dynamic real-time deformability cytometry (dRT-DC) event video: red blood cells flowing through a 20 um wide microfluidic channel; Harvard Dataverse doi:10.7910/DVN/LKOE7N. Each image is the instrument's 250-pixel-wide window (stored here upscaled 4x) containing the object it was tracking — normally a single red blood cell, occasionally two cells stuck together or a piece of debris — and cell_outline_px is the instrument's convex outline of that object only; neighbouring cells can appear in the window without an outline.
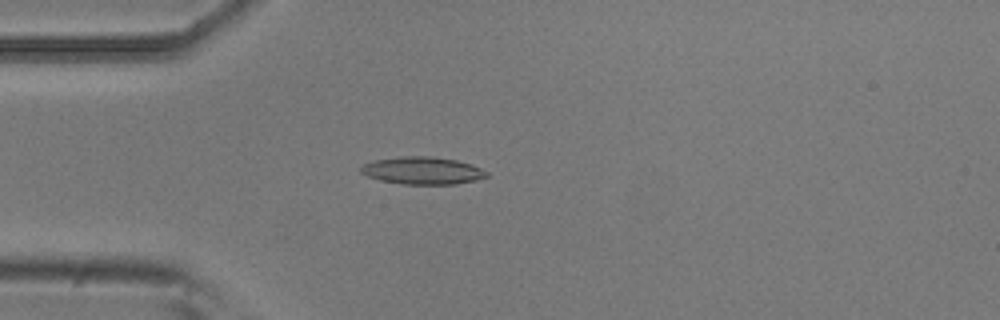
{"species": "common noctule bat (a hibernating species)", "species_latin": "Nyctalus noctula", "temperature_condition": "room temperature", "stored_images_in_passage": 4, "camera_frame_rate_fps": 3000, "um_per_image_px": 0.085, "animal": {"sex": "male", "body_mass_g": 20.5, "forearm_length_mm": 52.5}, "frame": {"image": 1, "passage_image": 3, "time_ms": 0.667, "image_size_px": [1000, 320], "cell_outline_px": [[488, 176], [476, 180], [456, 184], [404, 184], [380, 180], [368, 176], [360, 172], [360, 168], [364, 164], [376, 160], [400, 156], [432, 156], [456, 160], [472, 164], [488, 172]], "centroid_in_image_um": [35.93, 14.5], "position_along_channel_um": 49.1, "area_um2": 20.06}}